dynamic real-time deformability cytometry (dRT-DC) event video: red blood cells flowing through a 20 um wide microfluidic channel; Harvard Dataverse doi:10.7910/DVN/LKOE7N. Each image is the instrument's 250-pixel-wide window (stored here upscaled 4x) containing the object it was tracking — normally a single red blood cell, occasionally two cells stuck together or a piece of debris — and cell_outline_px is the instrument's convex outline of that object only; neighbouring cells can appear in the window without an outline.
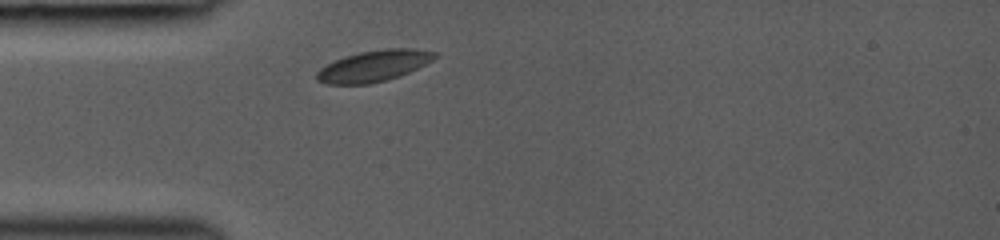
{"species": "common noctule bat (a hibernating species)", "species_latin": "Nyctalus noctula", "temperature_condition": "room temperature", "stored_images_in_passage": 1, "camera_frame_rate_fps": 3000, "um_per_image_px": 0.085, "animal": {"sex": "female", "body_mass_g": 19.0, "forearm_length_mm": 53.3}, "frame": {"image": 1, "passage_image": 1, "time_ms": 0.0, "image_size_px": [1000, 240], "cell_outline_px": [[440, 56], [408, 72], [384, 80], [368, 84], [328, 84], [316, 80], [316, 72], [320, 68], [344, 56], [360, 52], [388, 48], [412, 48], [436, 52]], "centroid_in_image_um": [31.76, 5.59], "position_along_channel_um": 53.2, "area_um2": 21.15}}